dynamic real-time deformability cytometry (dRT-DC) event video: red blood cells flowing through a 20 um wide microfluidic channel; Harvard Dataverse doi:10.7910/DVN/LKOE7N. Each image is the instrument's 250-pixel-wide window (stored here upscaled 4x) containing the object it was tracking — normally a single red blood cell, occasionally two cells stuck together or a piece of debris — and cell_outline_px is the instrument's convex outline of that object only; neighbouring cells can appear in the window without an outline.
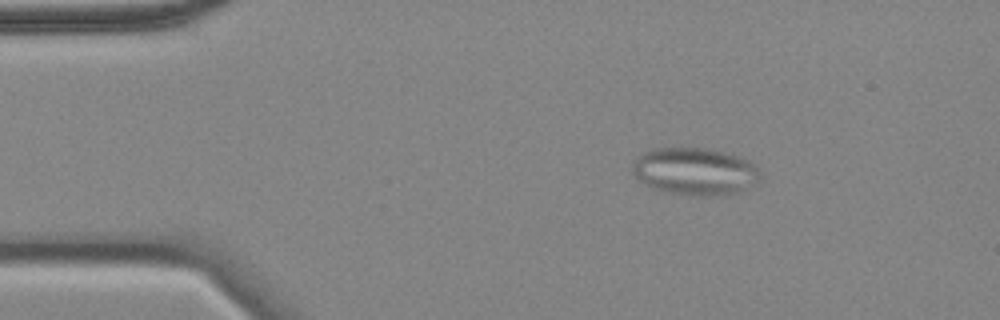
{"species": "common noctule bat (a hibernating species)", "species_latin": "Nyctalus noctula", "temperature_condition": "cold", "stored_images_in_passage": 57, "camera_frame_rate_fps": 3000, "um_per_image_px": 0.085, "animal": {"sex": "female", "body_mass_g": 18.4}, "frame": {"image": 1, "passage_image": 9, "time_ms": 2.667, "image_size_px": [1000, 320], "cell_outline_px": [[760, 180], [740, 192], [724, 196], [688, 196], [652, 188], [636, 180], [632, 172], [632, 160], [636, 156], [652, 148], [708, 148], [736, 156], [748, 160], [756, 164], [760, 172]], "centroid_in_image_um": [59.04, 14.58], "position_along_channel_um": 26.0, "area_um2": 35.89}}
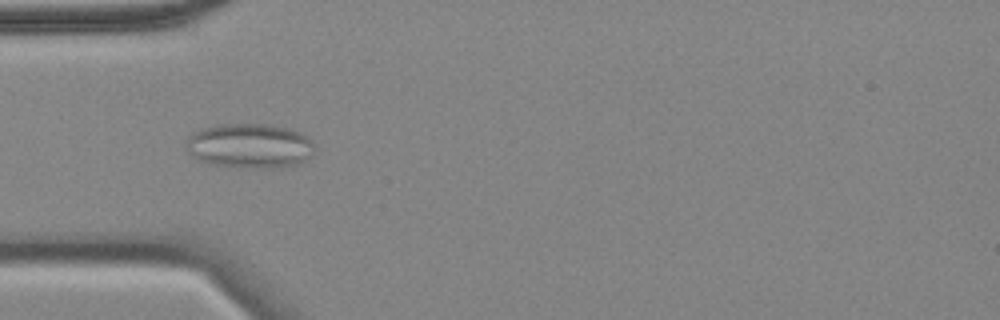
{"frame": {"image": 2, "passage_image": 17, "time_ms": 5.333, "image_size_px": [1000, 320], "cell_outline_px": [[316, 152], [312, 156], [300, 164], [280, 168], [264, 168], [212, 164], [196, 160], [184, 148], [188, 136], [192, 132], [200, 128], [216, 124], [272, 124], [288, 128], [304, 136], [316, 148]], "centroid_in_image_um": [21.19, 12.39], "position_along_channel_um": 63.8, "area_um2": 33.81}}
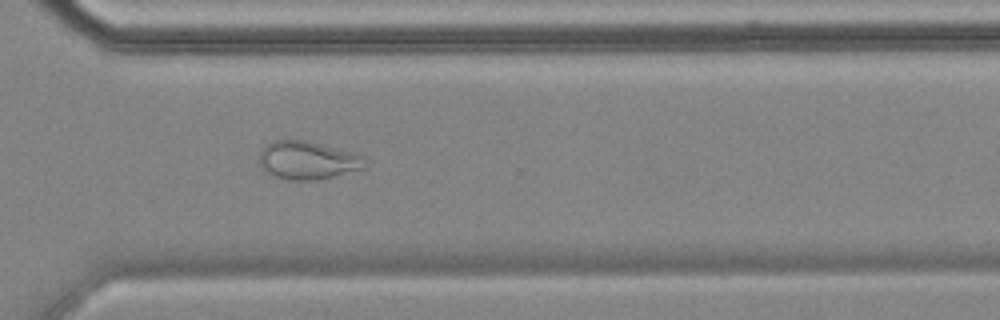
{"frame": {"image": 3, "passage_image": 41, "time_ms": 13.333, "image_size_px": [1000, 320], "cell_outline_px": [[364, 168], [320, 180], [288, 180], [264, 172], [260, 168], [260, 152], [272, 140], [308, 140], [364, 156]], "centroid_in_image_um": [26.11, 13.63], "position_along_channel_um": 344.5, "area_um2": 23.41}, "authors_computed_cell_mechanics": {"area_um2": 27.5128, "velocity_mm_per_s": 3.5163, "shape_relaxation_time_tau1_ms": null, "shape_relaxation_time_tau2_ms": 1.5499, "deformation_change_tau1": null, "deformation_change_tau2": 0.0657}}